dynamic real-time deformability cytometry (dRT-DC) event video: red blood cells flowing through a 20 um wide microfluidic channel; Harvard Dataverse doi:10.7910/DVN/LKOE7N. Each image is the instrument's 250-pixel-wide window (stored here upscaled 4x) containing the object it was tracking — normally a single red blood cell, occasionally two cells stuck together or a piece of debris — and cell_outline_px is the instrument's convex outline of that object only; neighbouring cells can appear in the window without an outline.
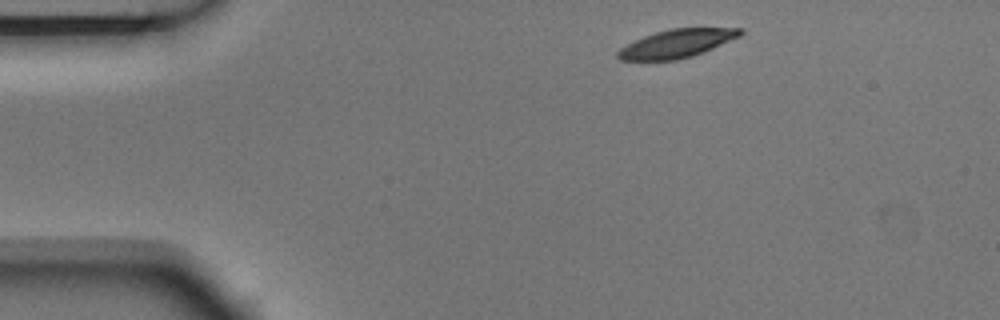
{"species": "Egyptian fruit bat (a non-hibernating species)", "species_latin": "Rousettus aegyptiacus", "temperature_condition": "room temperature", "stored_images_in_passage": 7, "camera_frame_rate_fps": 3000, "um_per_image_px": 0.085, "animal": {"sex": "male"}, "frame": {"image": 1, "passage_image": 1, "time_ms": 0.0, "image_size_px": [1000, 320], "cell_outline_px": [[744, 32], [740, 36], [704, 52], [692, 56], [676, 60], [620, 60], [616, 56], [616, 52], [620, 48], [644, 36], [656, 32], [672, 28], [744, 28]], "centroid_in_image_um": [57.54, 3.7], "position_along_channel_um": 27.5, "area_um2": 20.06}}
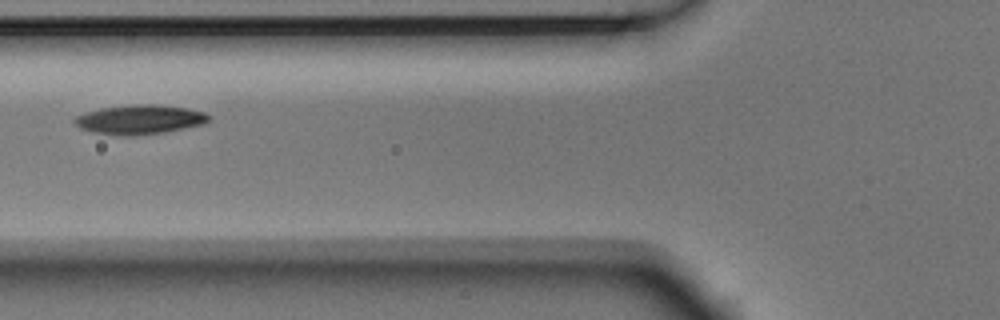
{"frame": {"image": 2, "passage_image": 4, "time_ms": 1.0, "image_size_px": [1000, 320], "cell_outline_px": [[212, 120], [204, 124], [164, 132], [132, 136], [124, 136], [92, 132], [80, 128], [72, 120], [76, 116], [100, 108], [132, 104], [156, 104], [188, 108], [204, 112], [212, 116]], "centroid_in_image_um": [11.91, 10.15], "position_along_channel_um": 113.9, "area_um2": 23.12}}
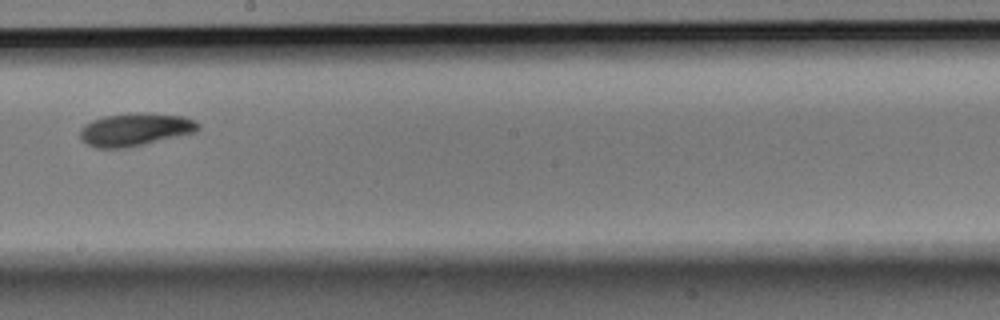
{"frame": {"image": 3, "passage_image": 7, "time_ms": 2.0, "image_size_px": [1000, 320], "cell_outline_px": [[200, 128], [196, 132], [128, 148], [96, 148], [80, 140], [80, 128], [84, 124], [92, 120], [104, 116], [140, 112], [152, 112], [184, 116], [200, 124]], "centroid_in_image_um": [11.48, 11.0], "position_along_channel_um": 236.7, "area_um2": 22.89}}